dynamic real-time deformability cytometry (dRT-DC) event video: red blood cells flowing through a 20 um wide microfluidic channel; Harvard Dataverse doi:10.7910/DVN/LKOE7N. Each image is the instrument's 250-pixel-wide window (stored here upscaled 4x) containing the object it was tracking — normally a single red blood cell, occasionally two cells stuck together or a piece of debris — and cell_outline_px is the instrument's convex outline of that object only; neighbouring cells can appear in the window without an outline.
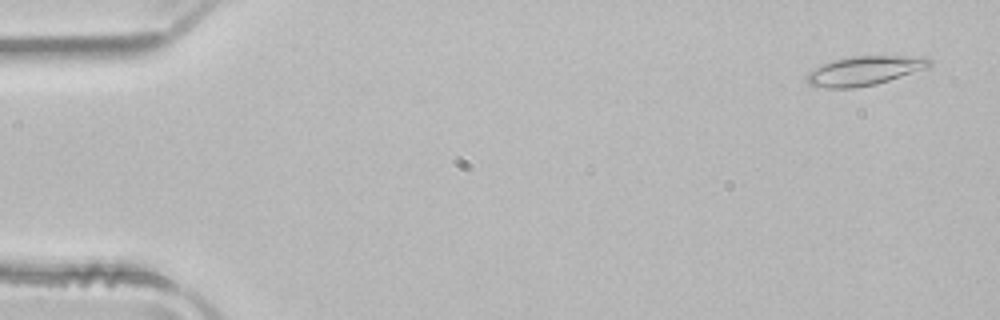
{"species": "common noctule bat (a hibernating species)", "species_latin": "Nyctalus noctula", "temperature_condition": "room temperature", "stored_images_in_passage": 51, "camera_frame_rate_fps": 3000, "um_per_image_px": 0.085, "animal": {"sex": "male", "body_mass_g": 21.5, "forearm_length_mm": 52.0}, "frame": {"image": 1, "passage_image": 3, "time_ms": 0.667, "image_size_px": [1000, 320], "cell_outline_px": [[932, 64], [928, 68], [876, 84], [852, 88], [828, 88], [808, 84], [804, 76], [808, 72], [832, 60], [848, 56], [924, 56], [932, 60]], "centroid_in_image_um": [73.5, 6.0], "position_along_channel_um": 11.5, "area_um2": 20.98}}
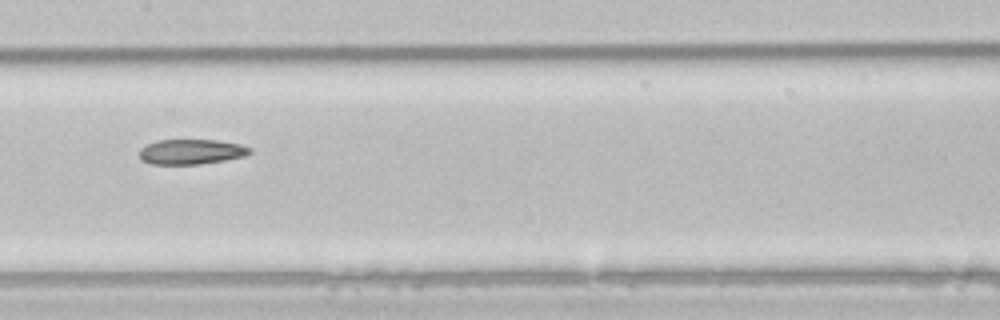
{"frame": {"image": 2, "passage_image": 26, "time_ms": 8.333, "image_size_px": [1000, 320], "cell_outline_px": [[252, 152], [244, 156], [224, 160], [200, 164], [152, 164], [140, 160], [140, 148], [156, 140], [220, 140], [240, 144], [252, 148]], "centroid_in_image_um": [16.26, 12.89], "position_along_channel_um": 191.1, "area_um2": 16.18}}
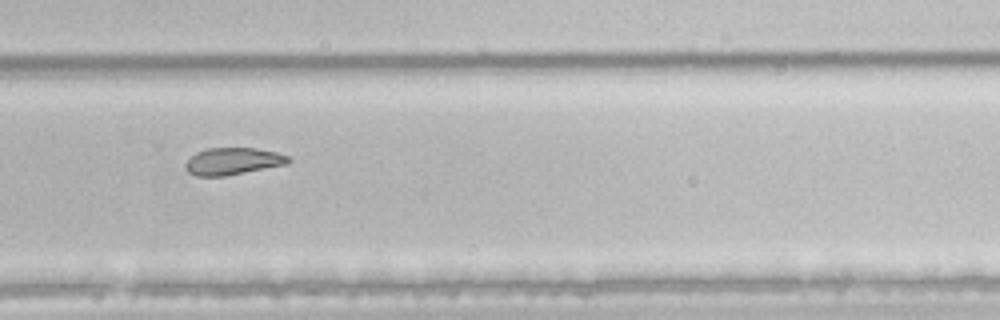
{"frame": {"image": 3, "passage_image": 35, "time_ms": 11.333, "image_size_px": [1000, 320], "cell_outline_px": [[292, 160], [288, 164], [224, 176], [196, 176], [188, 172], [184, 168], [184, 164], [196, 152], [208, 148], [256, 148], [276, 152], [288, 156]], "centroid_in_image_um": [19.79, 13.7], "position_along_channel_um": 310.0, "area_um2": 16.24}, "authors_computed_cell_mechanics": {"area_um2": 18.9006, "velocity_mm_per_s": 3.9841, "shape_relaxation_time_tau1_ms": 10.549, "shape_relaxation_time_tau2_ms": 6.648, "deformation_change_tau1": 0.1744, "deformation_change_tau2": 0.1231}}